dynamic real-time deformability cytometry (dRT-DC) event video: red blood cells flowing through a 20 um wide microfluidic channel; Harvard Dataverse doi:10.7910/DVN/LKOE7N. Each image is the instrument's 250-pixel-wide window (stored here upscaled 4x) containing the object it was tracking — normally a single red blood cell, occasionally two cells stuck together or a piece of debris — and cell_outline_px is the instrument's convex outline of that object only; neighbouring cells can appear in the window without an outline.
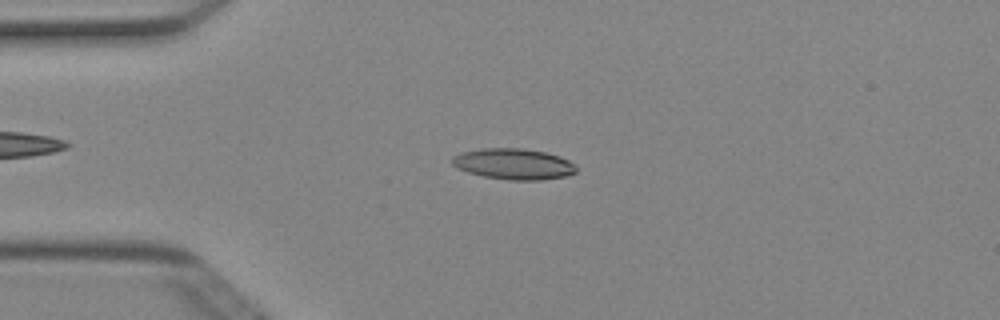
{"species": "Egyptian fruit bat (a non-hibernating species)", "species_latin": "Rousettus aegyptiacus", "temperature_condition": "cold", "stored_images_in_passage": 49, "camera_frame_rate_fps": 3000, "um_per_image_px": 0.085, "animal": {"sex": "female"}, "frame": {"image": 1, "passage_image": 11, "time_ms": 3.333, "image_size_px": [1000, 320], "cell_outline_px": [[576, 172], [568, 176], [540, 180], [508, 180], [484, 176], [468, 172], [456, 168], [452, 164], [452, 156], [460, 152], [484, 148], [524, 148], [544, 152], [560, 156], [568, 160], [576, 168]], "centroid_in_image_um": [43.64, 13.94], "position_along_channel_um": 41.4, "area_um2": 22.43}}
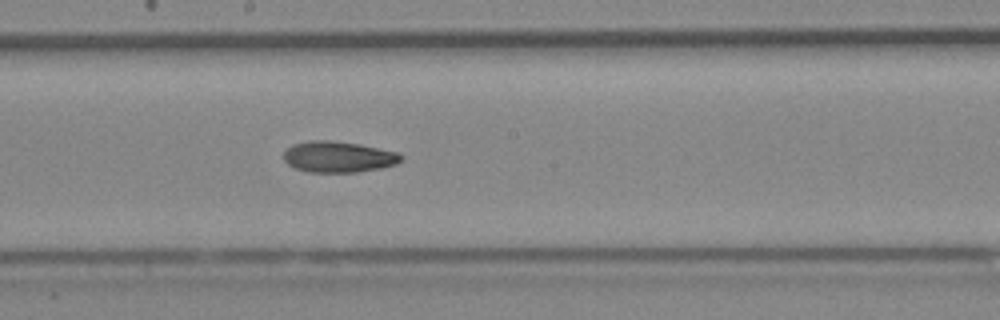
{"frame": {"image": 2, "passage_image": 26, "time_ms": 8.333, "image_size_px": [1000, 320], "cell_outline_px": [[404, 156], [396, 164], [380, 168], [356, 172], [308, 172], [296, 168], [288, 164], [284, 160], [284, 152], [292, 144], [308, 140], [332, 140], [360, 144], [400, 152]], "centroid_in_image_um": [28.77, 13.32], "position_along_channel_um": 219.4, "area_um2": 21.39}}
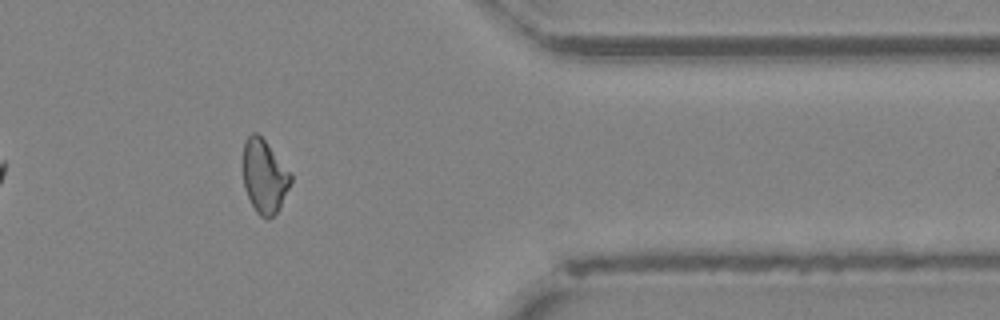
{"frame": {"image": 3, "passage_image": 40, "time_ms": 13.0, "image_size_px": [1000, 320], "cell_outline_px": [[292, 180], [280, 208], [268, 220], [260, 216], [256, 212], [244, 188], [244, 144], [248, 136], [252, 132], [256, 132], [264, 140], [292, 172]], "centroid_in_image_um": [22.5, 15.01], "position_along_channel_um": 388.9, "area_um2": 20.35}, "authors_computed_cell_mechanics": {"area_um2": 20.9814, "velocity_mm_per_s": 4.0332, "shape_relaxation_time_tau1_ms": null, "shape_relaxation_time_tau2_ms": 11.1119, "deformation_change_tau1": null, "deformation_change_tau2": 0.2063}}